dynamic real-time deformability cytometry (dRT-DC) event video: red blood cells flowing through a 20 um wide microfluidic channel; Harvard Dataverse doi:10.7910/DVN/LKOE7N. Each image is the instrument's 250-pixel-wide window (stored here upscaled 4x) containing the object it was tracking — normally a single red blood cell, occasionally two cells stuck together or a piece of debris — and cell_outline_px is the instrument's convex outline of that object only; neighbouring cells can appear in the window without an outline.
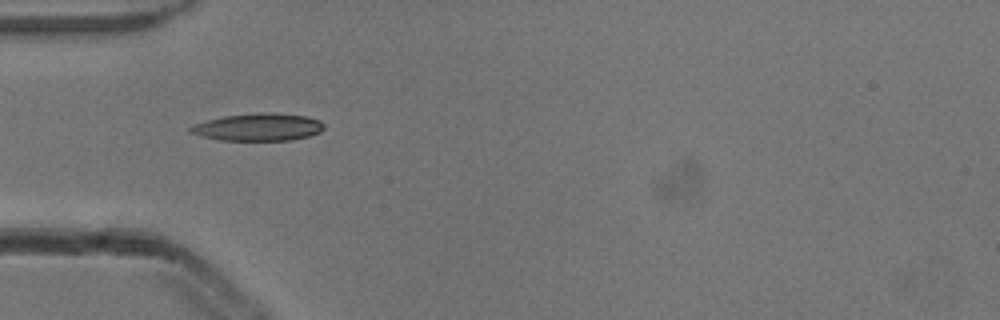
{"species": "common noctule bat (a hibernating species)", "species_latin": "Nyctalus noctula", "temperature_condition": "cold", "stored_images_in_passage": 5, "camera_frame_rate_fps": 3000, "um_per_image_px": 0.085, "animal": {"sex": "male", "body_mass_g": 13.3}, "frame": {"image": 1, "passage_image": 5, "time_ms": 1.333, "image_size_px": [1000, 320], "cell_outline_px": [[324, 128], [320, 132], [308, 136], [292, 140], [220, 140], [200, 136], [188, 132], [188, 128], [196, 124], [208, 120], [224, 116], [260, 112], [272, 112], [304, 116], [320, 120], [324, 124]], "centroid_in_image_um": [21.95, 10.8], "position_along_channel_um": 63.0, "area_um2": 21.33}}